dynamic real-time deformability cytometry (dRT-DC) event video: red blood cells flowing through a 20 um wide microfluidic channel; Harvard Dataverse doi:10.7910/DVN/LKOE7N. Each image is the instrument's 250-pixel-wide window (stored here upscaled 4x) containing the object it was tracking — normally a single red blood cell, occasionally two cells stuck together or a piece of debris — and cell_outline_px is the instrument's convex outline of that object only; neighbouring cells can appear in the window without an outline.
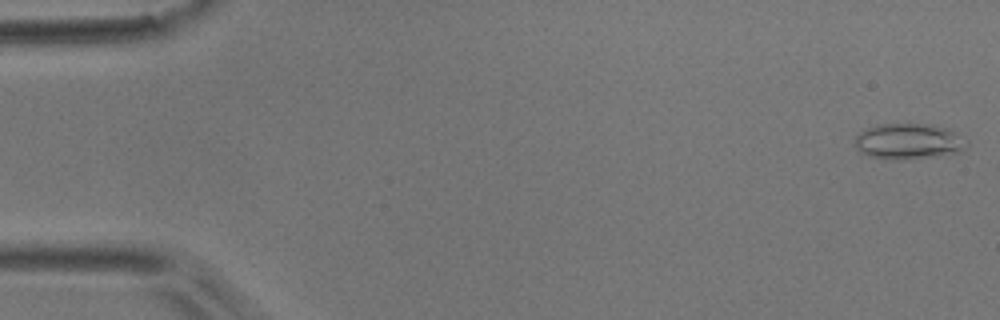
{"species": "common noctule bat (a hibernating species)", "species_latin": "Nyctalus noctula", "temperature_condition": "room temperature", "stored_images_in_passage": 51, "camera_frame_rate_fps": 3000, "um_per_image_px": 0.085, "animal": {"sex": "male", "body_mass_g": 17.9}, "frame": {"image": 1, "passage_image": 1, "time_ms": 0.0, "image_size_px": [1000, 320], "cell_outline_px": [[968, 144], [960, 152], [936, 156], [868, 156], [860, 152], [856, 148], [856, 136], [864, 128], [876, 124], [924, 124], [944, 128], [968, 140]], "centroid_in_image_um": [77.22, 11.96], "position_along_channel_um": 7.8, "area_um2": 22.14}}
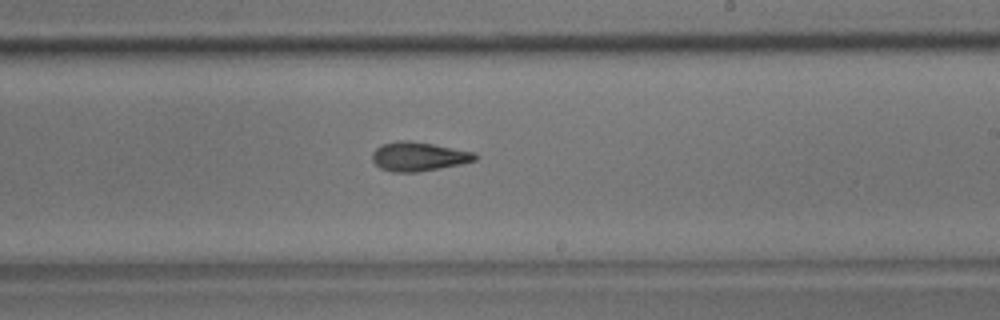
{"frame": {"image": 2, "passage_image": 30, "time_ms": 9.667, "image_size_px": [1000, 320], "cell_outline_px": [[480, 156], [476, 160], [460, 164], [440, 168], [416, 172], [392, 172], [380, 168], [372, 160], [372, 152], [380, 144], [400, 140], [408, 140], [432, 144], [476, 152]], "centroid_in_image_um": [35.58, 13.3], "position_along_channel_um": 253.4, "area_um2": 17.51}}
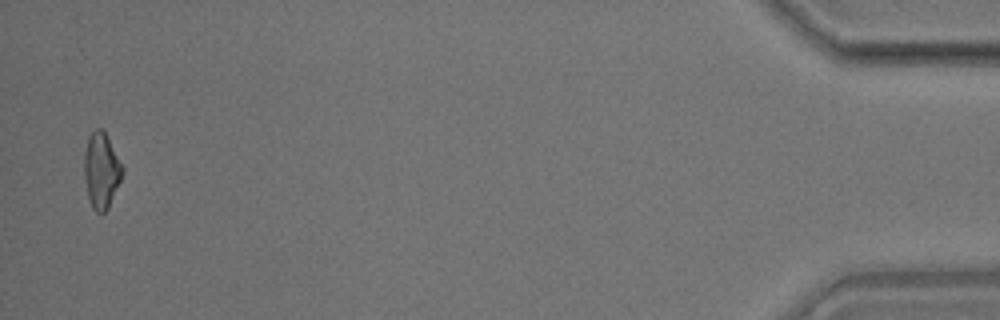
{"frame": {"image": 3, "passage_image": 50, "time_ms": 16.333, "image_size_px": [1000, 320], "cell_outline_px": [[124, 172], [108, 208], [104, 212], [96, 212], [92, 208], [88, 196], [84, 176], [84, 152], [88, 136], [96, 128], [100, 128], [104, 132], [124, 168]], "centroid_in_image_um": [8.6, 14.49], "position_along_channel_um": 426.6, "area_um2": 16.65}, "authors_computed_cell_mechanics": {"area_um2": 17.2244, "velocity_mm_per_s": 3.9115, "shape_relaxation_time_tau1_ms": null, "shape_relaxation_time_tau2_ms": 2.5959, "deformation_change_tau1": null, "deformation_change_tau2": 0.1064}}